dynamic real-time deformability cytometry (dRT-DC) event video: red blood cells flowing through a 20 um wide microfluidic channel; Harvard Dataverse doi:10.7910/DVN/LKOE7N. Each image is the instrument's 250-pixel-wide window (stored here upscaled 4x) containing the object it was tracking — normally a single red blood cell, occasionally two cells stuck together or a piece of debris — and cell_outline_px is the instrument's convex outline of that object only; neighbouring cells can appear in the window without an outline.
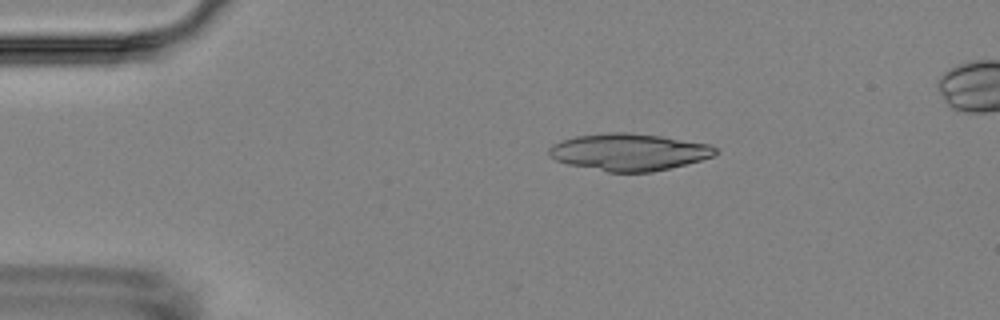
{"species": "Egyptian fruit bat (a non-hibernating species)", "species_latin": "Rousettus aegyptiacus", "temperature_condition": "room temperature", "stored_images_in_passage": 3, "camera_frame_rate_fps": 3000, "um_per_image_px": 0.085, "animal": {"sex": "female"}, "frame": {"image": 1, "passage_image": 1, "time_ms": 0.0, "image_size_px": [1000, 320], "cell_outline_px": [[720, 152], [712, 156], [700, 160], [652, 172], [608, 172], [568, 164], [556, 160], [548, 152], [548, 148], [552, 144], [576, 136], [608, 132], [628, 132], [660, 136], [708, 144], [716, 148]], "centroid_in_image_um": [53.45, 12.92], "position_along_channel_um": 31.6, "area_um2": 35.6}}